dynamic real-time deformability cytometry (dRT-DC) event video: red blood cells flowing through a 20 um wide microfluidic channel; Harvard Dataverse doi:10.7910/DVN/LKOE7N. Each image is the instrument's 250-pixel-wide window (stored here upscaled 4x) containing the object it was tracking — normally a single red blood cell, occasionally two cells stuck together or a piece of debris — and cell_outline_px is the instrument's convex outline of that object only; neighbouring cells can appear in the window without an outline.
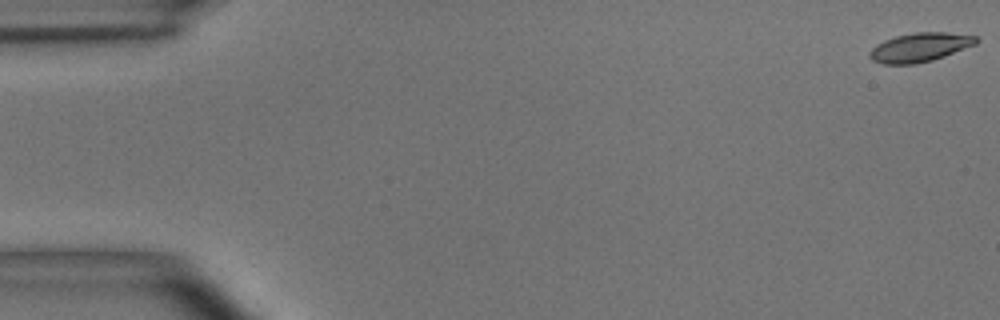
{"species": "common noctule bat (a hibernating species)", "species_latin": "Nyctalus noctula", "temperature_condition": "room temperature", "stored_images_in_passage": 55, "camera_frame_rate_fps": 3000, "um_per_image_px": 0.085, "animal": {"sex": "male", "body_mass_g": 15.6}, "frame": {"image": 1, "passage_image": 1, "time_ms": 0.0, "image_size_px": [1000, 320], "cell_outline_px": [[980, 40], [976, 44], [944, 56], [932, 60], [916, 64], [884, 64], [872, 60], [868, 56], [868, 52], [876, 44], [884, 40], [896, 36], [916, 32], [948, 32], [976, 36]], "centroid_in_image_um": [78.18, 4.02], "position_along_channel_um": 6.8, "area_um2": 18.03}}
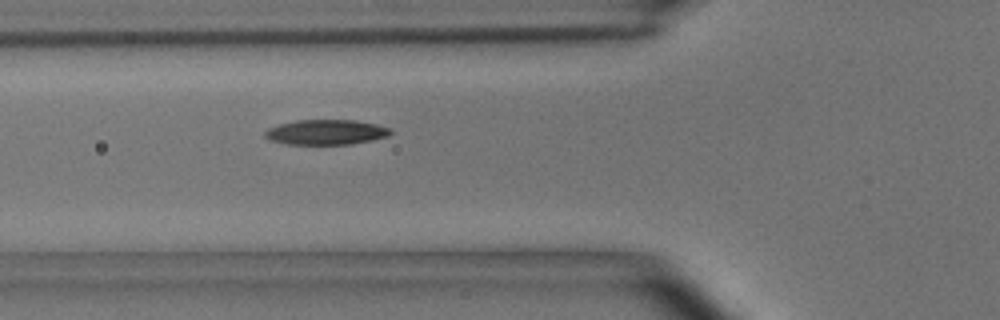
{"frame": {"image": 2, "passage_image": 20, "time_ms": 6.333, "image_size_px": [1000, 320], "cell_outline_px": [[392, 132], [388, 136], [372, 140], [352, 144], [288, 144], [272, 140], [264, 136], [264, 132], [268, 128], [280, 124], [296, 120], [356, 120], [376, 124], [392, 128]], "centroid_in_image_um": [27.75, 11.23], "position_along_channel_um": 98.0, "area_um2": 18.32}}
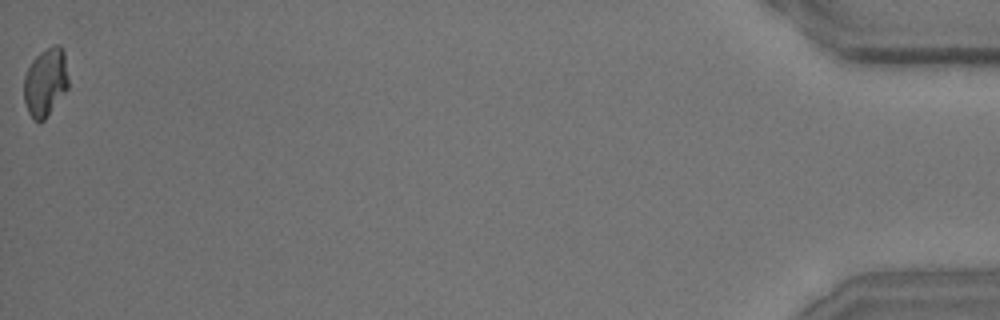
{"frame": {"image": 3, "passage_image": 55, "time_ms": 18.0, "image_size_px": [1000, 320], "cell_outline_px": [[68, 88], [44, 120], [36, 120], [28, 112], [24, 100], [24, 76], [32, 60], [40, 52], [56, 44], [60, 44], [64, 52], [68, 80]], "centroid_in_image_um": [3.87, 6.96], "position_along_channel_um": 431.3, "area_um2": 17.46}, "authors_computed_cell_mechanics": {"area_um2": 18.2648, "velocity_mm_per_s": 3.6661, "shape_relaxation_time_tau1_ms": 3.0717, "shape_relaxation_time_tau2_ms": 2.5442, "deformation_change_tau1": 0.1369, "deformation_change_tau2": 0.0722}}